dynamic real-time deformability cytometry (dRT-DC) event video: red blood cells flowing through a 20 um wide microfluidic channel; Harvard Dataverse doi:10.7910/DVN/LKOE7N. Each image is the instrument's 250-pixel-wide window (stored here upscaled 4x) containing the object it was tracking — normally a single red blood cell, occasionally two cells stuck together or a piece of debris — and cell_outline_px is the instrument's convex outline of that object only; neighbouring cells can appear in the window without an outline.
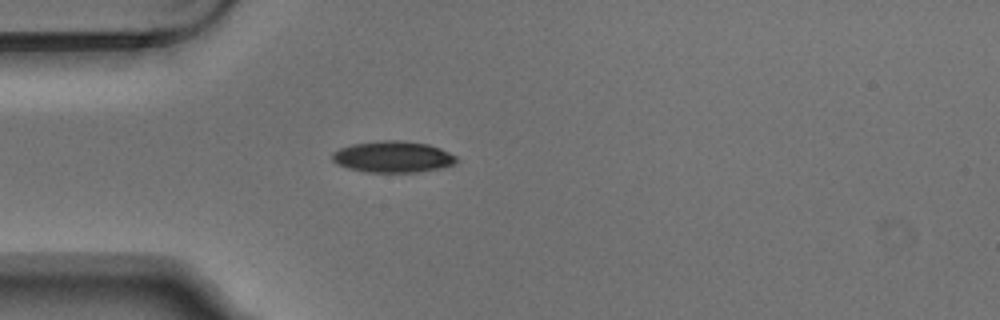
{"species": "Egyptian fruit bat (a non-hibernating species)", "species_latin": "Rousettus aegyptiacus", "temperature_condition": "warm", "stored_images_in_passage": 2, "camera_frame_rate_fps": 3000, "um_per_image_px": 0.085, "animal": {"sex": "male"}, "frame": {"image": 1, "passage_image": 2, "time_ms": 0.333, "image_size_px": [1000, 320], "cell_outline_px": [[460, 160], [456, 164], [440, 168], [416, 172], [368, 172], [348, 168], [332, 160], [332, 152], [340, 148], [352, 144], [384, 140], [400, 140], [428, 144], [440, 148], [456, 156]], "centroid_in_image_um": [33.43, 13.33], "position_along_channel_um": 51.6, "area_um2": 22.66}}